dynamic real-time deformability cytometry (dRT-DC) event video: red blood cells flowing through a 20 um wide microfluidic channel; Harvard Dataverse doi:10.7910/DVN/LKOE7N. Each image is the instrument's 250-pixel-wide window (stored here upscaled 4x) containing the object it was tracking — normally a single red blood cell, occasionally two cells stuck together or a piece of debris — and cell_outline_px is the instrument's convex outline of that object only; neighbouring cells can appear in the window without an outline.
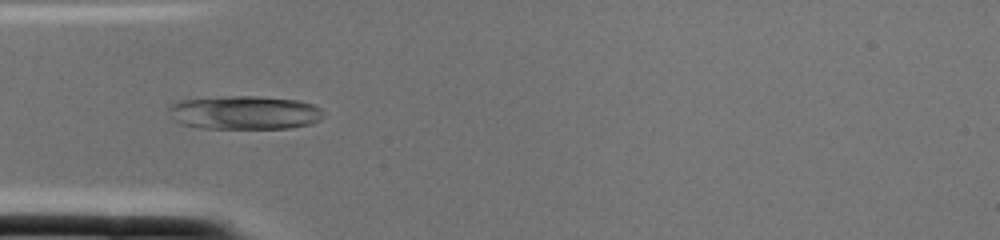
{"species": "common noctule bat (a hibernating species)", "species_latin": "Nyctalus noctula", "temperature_condition": "cold", "stored_images_in_passage": 2, "camera_frame_rate_fps": 3000, "um_per_image_px": 0.085, "animal": {"sex": "female", "body_mass_g": 22.0, "forearm_length_mm": 56.7}, "frame": {"image": 1, "passage_image": 2, "time_ms": 0.333, "image_size_px": [1000, 240], "cell_outline_px": [[324, 116], [320, 120], [312, 124], [288, 128], [200, 128], [180, 124], [172, 120], [168, 108], [172, 104], [180, 100], [228, 96], [256, 96], [300, 100], [312, 104], [320, 108], [324, 112]], "centroid_in_image_um": [20.8, 9.57], "position_along_channel_um": 64.2, "area_um2": 30.58}}